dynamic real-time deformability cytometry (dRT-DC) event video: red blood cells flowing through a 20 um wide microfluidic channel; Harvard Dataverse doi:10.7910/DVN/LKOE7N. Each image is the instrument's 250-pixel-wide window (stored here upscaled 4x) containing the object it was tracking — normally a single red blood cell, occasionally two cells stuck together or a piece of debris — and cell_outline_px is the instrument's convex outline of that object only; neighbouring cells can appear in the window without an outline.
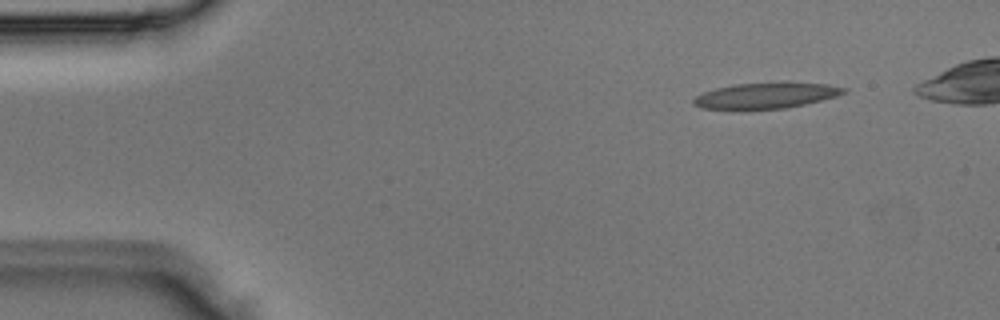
{"species": "Egyptian fruit bat (a non-hibernating species)", "species_latin": "Rousettus aegyptiacus", "temperature_condition": "room temperature", "stored_images_in_passage": 4, "camera_frame_rate_fps": 3000, "um_per_image_px": 0.085, "animal": {"sex": "male"}, "frame": {"image": 1, "passage_image": 1, "time_ms": 0.0, "image_size_px": [1000, 320], "cell_outline_px": [[848, 92], [836, 96], [804, 104], [784, 108], [700, 108], [692, 104], [692, 100], [696, 96], [704, 92], [716, 88], [732, 84], [788, 80], [828, 84], [848, 88]], "centroid_in_image_um": [65.18, 8.06], "position_along_channel_um": 19.8, "area_um2": 22.95}}